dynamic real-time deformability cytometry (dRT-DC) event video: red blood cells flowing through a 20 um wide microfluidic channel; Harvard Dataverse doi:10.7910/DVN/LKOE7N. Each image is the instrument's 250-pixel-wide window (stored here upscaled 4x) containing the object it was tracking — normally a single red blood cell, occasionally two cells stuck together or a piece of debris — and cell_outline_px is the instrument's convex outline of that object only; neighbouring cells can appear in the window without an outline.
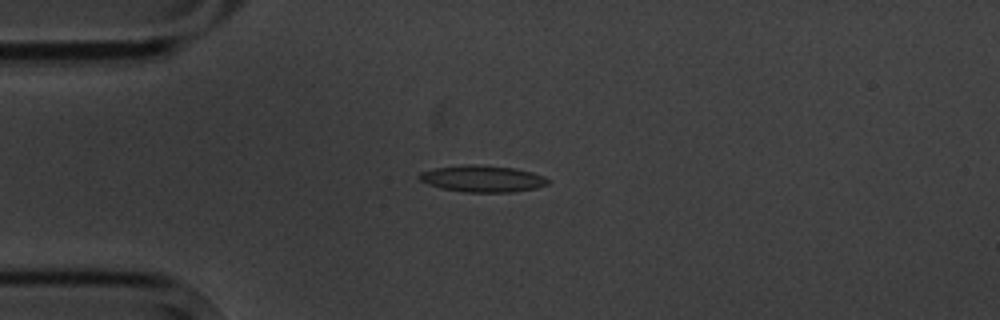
{"species": "common noctule bat (a hibernating species)", "species_latin": "Nyctalus noctula", "temperature_condition": "cold", "stored_images_in_passage": 11, "camera_frame_rate_fps": 3000, "um_per_image_px": 0.085, "animal": {"sex": "male", "body_mass_g": 20.1, "forearm_length_mm": 53.5}, "frame": {"image": 1, "passage_image": 4, "time_ms": 4.333, "image_size_px": [1000, 320], "cell_outline_px": [[548, 184], [536, 188], [512, 192], [464, 192], [440, 188], [428, 184], [420, 180], [416, 176], [420, 172], [432, 168], [464, 164], [476, 164], [512, 168], [532, 172], [544, 176], [548, 180]], "centroid_in_image_um": [40.95, 15.18], "position_along_channel_um": 44.0, "area_um2": 20.06}}
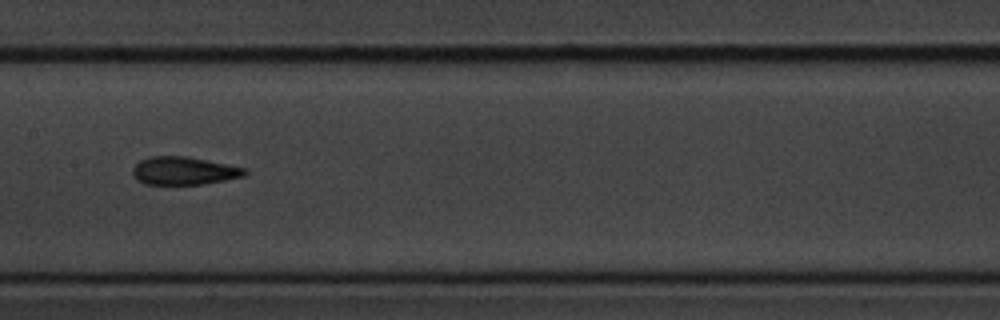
{"frame": {"image": 2, "passage_image": 8, "time_ms": 9.0, "image_size_px": [1000, 320], "cell_outline_px": [[248, 172], [244, 176], [204, 184], [144, 184], [136, 180], [132, 172], [132, 168], [140, 160], [148, 156], [188, 156], [244, 168]], "centroid_in_image_um": [15.58, 14.51], "position_along_channel_um": 191.8, "area_um2": 18.26}}
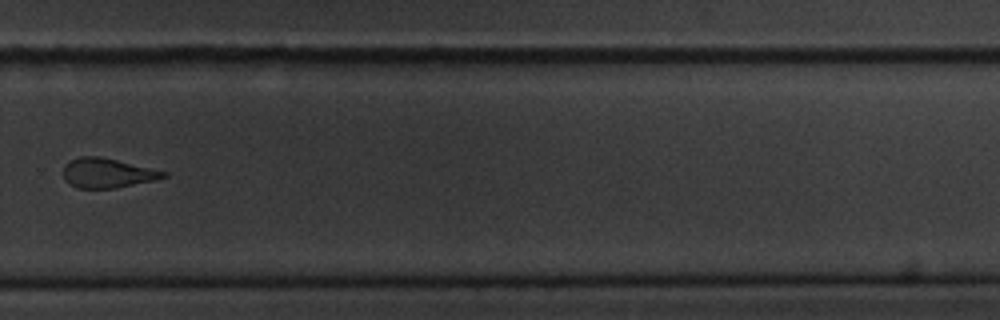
{"frame": {"image": 3, "passage_image": 11, "time_ms": 12.667, "image_size_px": [1000, 320], "cell_outline_px": [[168, 176], [152, 180], [116, 188], [76, 188], [64, 180], [64, 164], [80, 156], [100, 156], [168, 172]], "centroid_in_image_um": [9.1, 14.7], "position_along_channel_um": 320.7, "area_um2": 17.11}}